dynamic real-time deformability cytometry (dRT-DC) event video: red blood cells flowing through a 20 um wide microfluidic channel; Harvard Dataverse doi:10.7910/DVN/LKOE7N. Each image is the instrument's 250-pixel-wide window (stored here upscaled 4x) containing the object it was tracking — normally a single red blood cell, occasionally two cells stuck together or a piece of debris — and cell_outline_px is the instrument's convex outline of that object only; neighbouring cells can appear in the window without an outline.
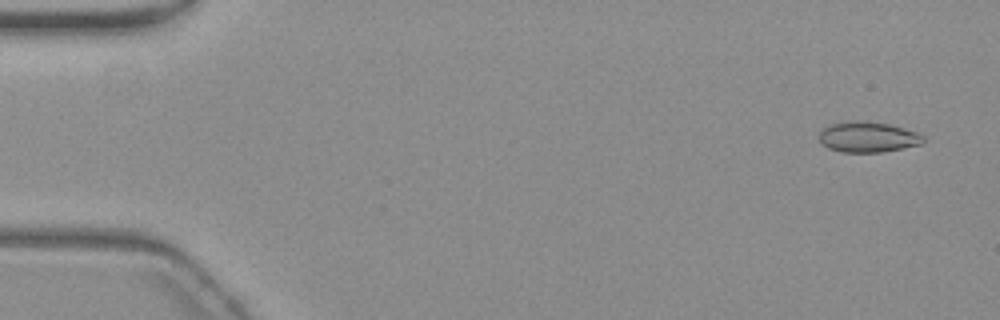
{"species": "common noctule bat (a hibernating species)", "species_latin": "Nyctalus noctula", "temperature_condition": "warm", "stored_images_in_passage": 56, "camera_frame_rate_fps": 3000, "um_per_image_px": 0.085, "animal": {"sex": "female", "body_mass_g": 19.3, "forearm_length_mm": 54.1}, "frame": {"image": 1, "passage_image": 3, "time_ms": 0.667, "image_size_px": [1000, 320], "cell_outline_px": [[924, 144], [884, 152], [840, 152], [828, 148], [816, 136], [824, 128], [832, 124], [856, 120], [864, 120], [888, 124], [904, 128], [916, 132], [924, 136]], "centroid_in_image_um": [73.79, 11.65], "position_along_channel_um": 11.2, "area_um2": 18.67}}
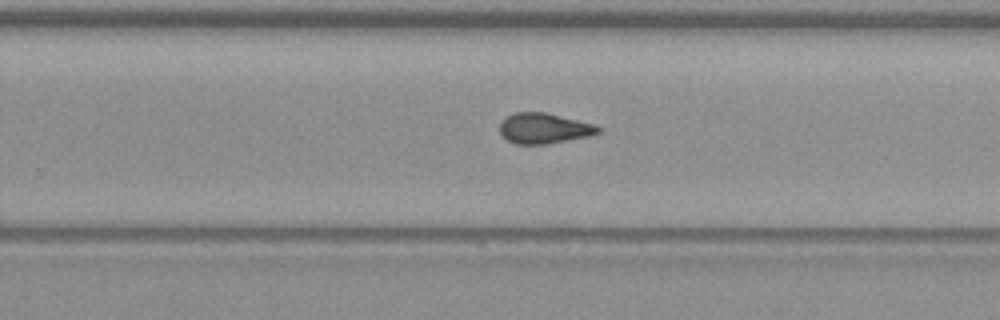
{"frame": {"image": 2, "passage_image": 36, "time_ms": 11.667, "image_size_px": [1000, 320], "cell_outline_px": [[600, 132], [588, 136], [548, 144], [516, 144], [508, 140], [500, 132], [500, 120], [516, 112], [544, 112], [596, 124], [600, 128]], "centroid_in_image_um": [46.24, 10.9], "position_along_channel_um": 283.6, "area_um2": 17.4}}
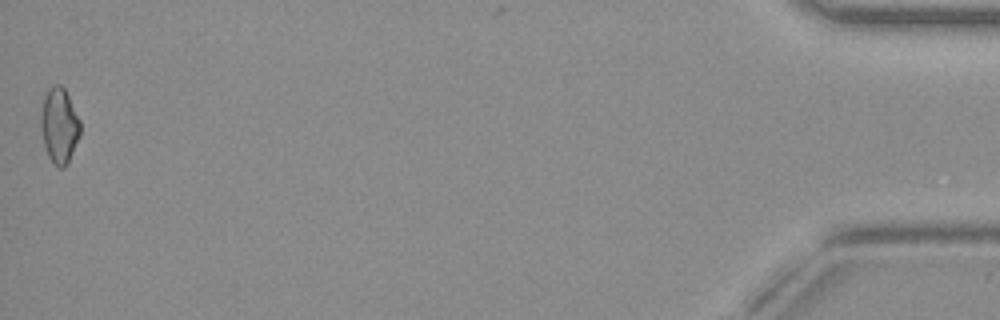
{"frame": {"image": 3, "passage_image": 56, "time_ms": 18.333, "image_size_px": [1000, 320], "cell_outline_px": [[80, 136], [68, 164], [64, 168], [60, 168], [48, 156], [44, 144], [40, 124], [40, 112], [44, 96], [48, 88], [52, 84], [60, 84], [64, 88], [80, 120]], "centroid_in_image_um": [5.03, 10.66], "position_along_channel_um": 430.2, "area_um2": 17.4}, "authors_computed_cell_mechanics": {"area_um2": 17.4267, "velocity_mm_per_s": 3.6859, "shape_relaxation_time_tau1_ms": 0.7498, "shape_relaxation_time_tau2_ms": 4.0254, "deformation_change_tau1": 0.2478, "deformation_change_tau2": 0.102}}